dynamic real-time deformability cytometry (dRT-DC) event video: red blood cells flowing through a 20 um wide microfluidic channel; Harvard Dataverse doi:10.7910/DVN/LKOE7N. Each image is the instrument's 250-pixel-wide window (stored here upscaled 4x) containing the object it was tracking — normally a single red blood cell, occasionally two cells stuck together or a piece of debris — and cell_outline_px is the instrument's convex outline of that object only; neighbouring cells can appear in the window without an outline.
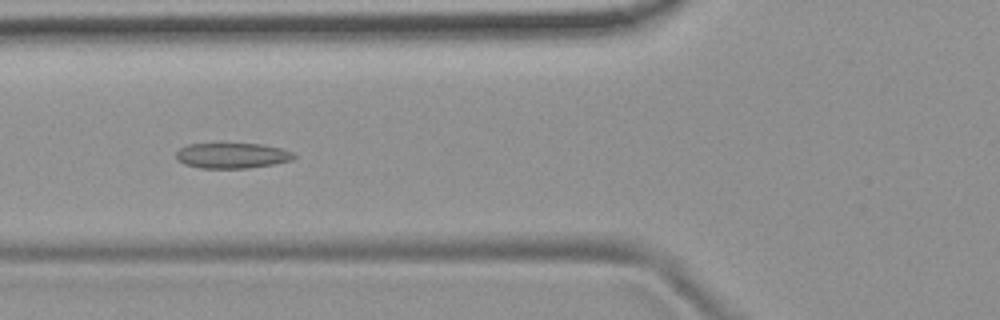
{"species": "common noctule bat (a hibernating species)", "species_latin": "Nyctalus noctula", "temperature_condition": "room temperature", "stored_images_in_passage": 53, "camera_frame_rate_fps": 3000, "um_per_image_px": 0.085, "animal": {"sex": "female", "body_mass_g": 19.9}, "frame": {"image": 1, "passage_image": 20, "time_ms": 6.333, "image_size_px": [1000, 320], "cell_outline_px": [[296, 156], [292, 160], [272, 164], [248, 168], [200, 168], [184, 164], [176, 160], [176, 152], [180, 148], [188, 144], [260, 144], [280, 148], [292, 152]], "centroid_in_image_um": [19.69, 13.23], "position_along_channel_um": 106.1, "area_um2": 17.34}}
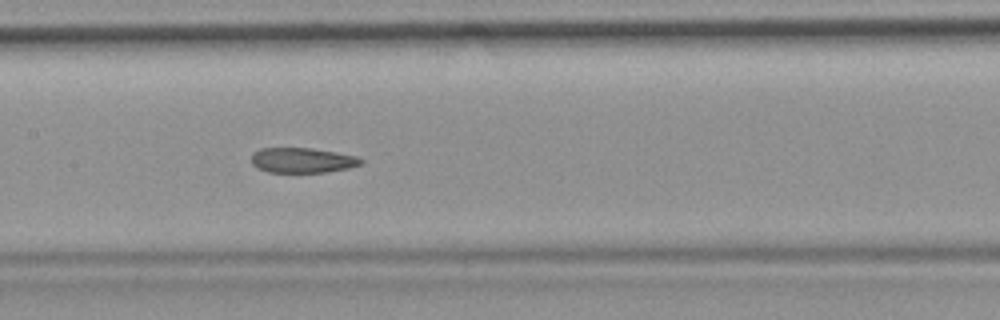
{"frame": {"image": 2, "passage_image": 26, "time_ms": 8.333, "image_size_px": [1000, 320], "cell_outline_px": [[364, 164], [348, 168], [328, 172], [268, 172], [252, 164], [252, 152], [260, 148], [312, 148], [336, 152], [356, 156], [364, 160]], "centroid_in_image_um": [25.73, 13.62], "position_along_channel_um": 181.7, "area_um2": 16.07}}
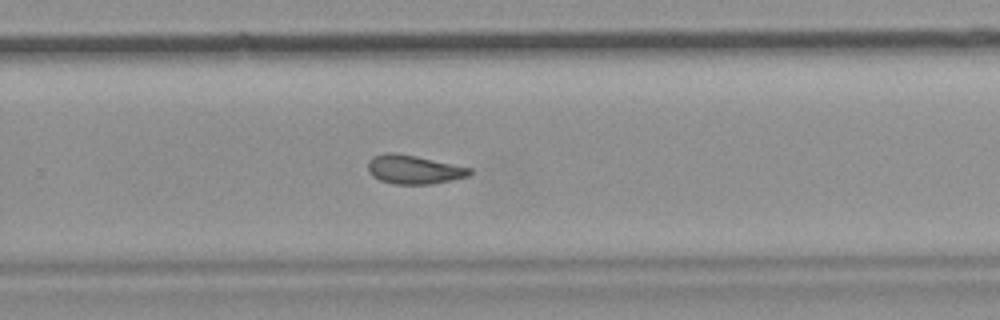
{"frame": {"image": 3, "passage_image": 35, "time_ms": 11.333, "image_size_px": [1000, 320], "cell_outline_px": [[472, 172], [468, 176], [452, 180], [432, 184], [392, 184], [380, 180], [372, 176], [368, 172], [368, 160], [372, 156], [384, 152], [396, 152], [416, 156], [472, 168]], "centroid_in_image_um": [35.14, 14.4], "position_along_channel_um": 294.7, "area_um2": 17.28}, "authors_computed_cell_mechanics": {"area_um2": 17.8024, "velocity_mm_per_s": 3.7836, "shape_relaxation_time_tau1_ms": null, "shape_relaxation_time_tau2_ms": 3.4917, "deformation_change_tau1": null, "deformation_change_tau2": 0.1001}}